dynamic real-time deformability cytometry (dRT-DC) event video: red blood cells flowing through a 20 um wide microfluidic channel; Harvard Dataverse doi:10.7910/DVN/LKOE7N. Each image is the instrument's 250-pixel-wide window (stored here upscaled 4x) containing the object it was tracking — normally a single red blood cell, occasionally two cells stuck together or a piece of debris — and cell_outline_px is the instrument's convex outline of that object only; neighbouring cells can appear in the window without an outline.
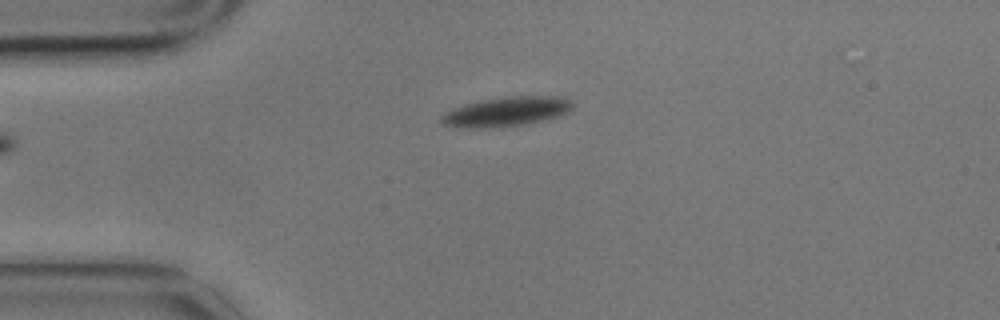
{"species": "common noctule bat (a hibernating species)", "species_latin": "Nyctalus noctula", "temperature_condition": "cold", "stored_images_in_passage": 5, "camera_frame_rate_fps": 3000, "um_per_image_px": 0.085, "animal": {"sex": "male", "body_mass_g": 17.9}, "frame": {"image": 1, "passage_image": 5, "time_ms": 1.333, "image_size_px": [1000, 320], "cell_outline_px": [[572, 108], [568, 112], [560, 116], [544, 120], [524, 124], [484, 128], [468, 128], [444, 124], [440, 120], [440, 116], [444, 112], [464, 104], [480, 100], [504, 96], [556, 96], [568, 100], [572, 104]], "centroid_in_image_um": [43.02, 9.48], "position_along_channel_um": 42.0, "area_um2": 22.43}}